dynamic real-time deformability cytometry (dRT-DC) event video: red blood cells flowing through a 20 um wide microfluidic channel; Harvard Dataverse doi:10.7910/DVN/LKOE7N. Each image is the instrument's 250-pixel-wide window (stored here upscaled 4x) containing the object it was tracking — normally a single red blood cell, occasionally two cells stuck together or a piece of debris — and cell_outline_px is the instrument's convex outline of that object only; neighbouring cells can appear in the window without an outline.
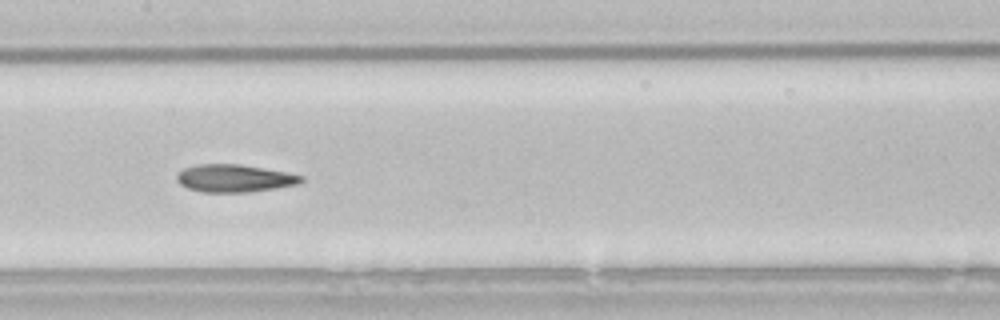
{"species": "common noctule bat (a hibernating species)", "species_latin": "Nyctalus noctula", "temperature_condition": "room temperature", "stored_images_in_passage": 22, "camera_frame_rate_fps": 3000, "um_per_image_px": 0.085, "animal": {"sex": "male", "body_mass_g": 21.5, "forearm_length_mm": 52.0}, "frame": {"image": 1, "passage_image": 13, "time_ms": 4.0, "image_size_px": [1000, 320], "cell_outline_px": [[304, 180], [300, 184], [276, 188], [248, 192], [204, 192], [188, 188], [180, 184], [176, 180], [176, 176], [184, 168], [196, 164], [240, 164], [264, 168], [304, 176]], "centroid_in_image_um": [19.93, 15.15], "position_along_channel_um": 187.5, "area_um2": 20.0}}